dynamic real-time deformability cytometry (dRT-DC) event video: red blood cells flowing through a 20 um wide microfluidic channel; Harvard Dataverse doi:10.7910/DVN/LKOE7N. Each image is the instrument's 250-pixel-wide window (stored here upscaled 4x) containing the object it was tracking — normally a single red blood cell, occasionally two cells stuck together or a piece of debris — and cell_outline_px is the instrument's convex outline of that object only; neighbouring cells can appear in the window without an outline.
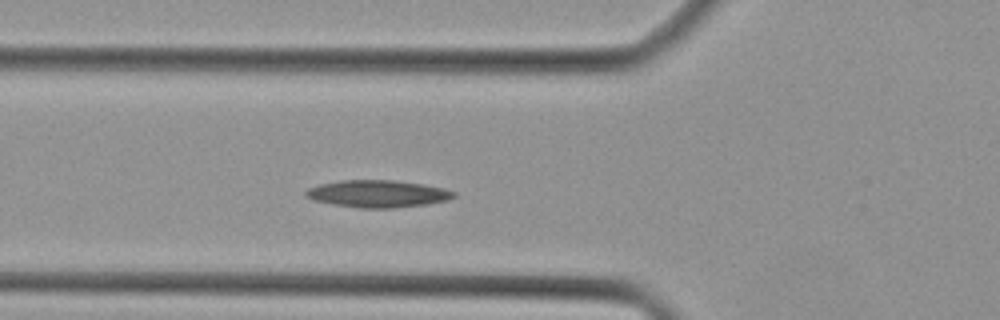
{"species": "Egyptian fruit bat (a non-hibernating species)", "species_latin": "Rousettus aegyptiacus", "temperature_condition": "cold", "stored_images_in_passage": 33, "camera_frame_rate_fps": 3000, "um_per_image_px": 0.085, "animal": {"sex": "female"}, "frame": {"image": 1, "passage_image": 3, "time_ms": 0.667, "image_size_px": [1000, 320], "cell_outline_px": [[456, 196], [448, 200], [428, 204], [392, 208], [360, 208], [332, 204], [316, 200], [304, 196], [304, 192], [308, 188], [320, 184], [340, 180], [392, 180], [424, 184], [444, 188], [456, 192]], "centroid_in_image_um": [32.13, 16.47], "position_along_channel_um": 93.7, "area_um2": 23.52}}
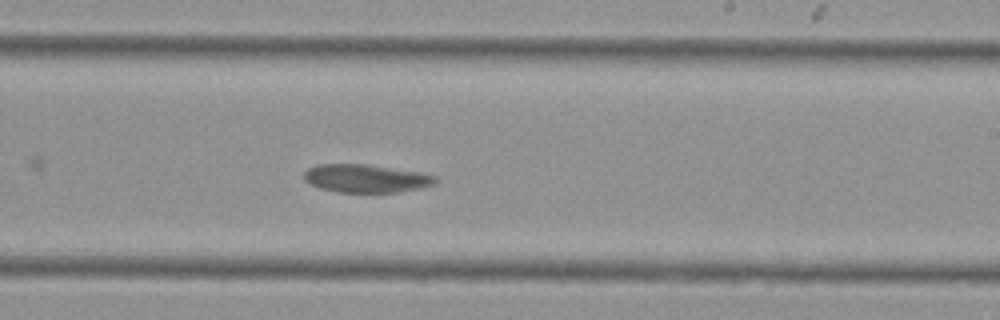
{"frame": {"image": 2, "passage_image": 14, "time_ms": 4.333, "image_size_px": [1000, 320], "cell_outline_px": [[440, 180], [436, 184], [420, 188], [400, 192], [336, 192], [320, 188], [308, 184], [304, 180], [304, 172], [308, 168], [316, 164], [368, 164], [420, 172], [436, 176]], "centroid_in_image_um": [31.12, 15.16], "position_along_channel_um": 257.9, "area_um2": 21.85}}
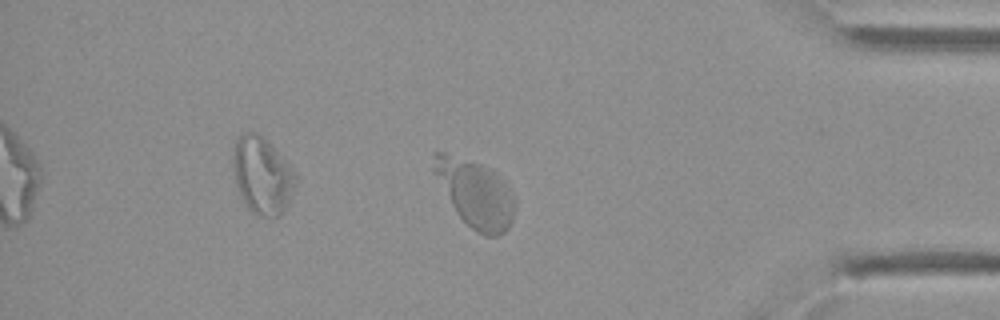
{"frame": {"image": 3, "passage_image": 25, "time_ms": 8.0, "image_size_px": [1000, 320], "cell_outline_px": [[516, 204], [512, 220], [508, 228], [500, 236], [484, 236], [476, 232], [456, 212], [432, 172], [432, 152], [444, 152], [492, 168], [500, 176], [516, 200]], "centroid_in_image_um": [40.39, 16.44], "position_along_channel_um": 394.8, "area_um2": 31.85}}